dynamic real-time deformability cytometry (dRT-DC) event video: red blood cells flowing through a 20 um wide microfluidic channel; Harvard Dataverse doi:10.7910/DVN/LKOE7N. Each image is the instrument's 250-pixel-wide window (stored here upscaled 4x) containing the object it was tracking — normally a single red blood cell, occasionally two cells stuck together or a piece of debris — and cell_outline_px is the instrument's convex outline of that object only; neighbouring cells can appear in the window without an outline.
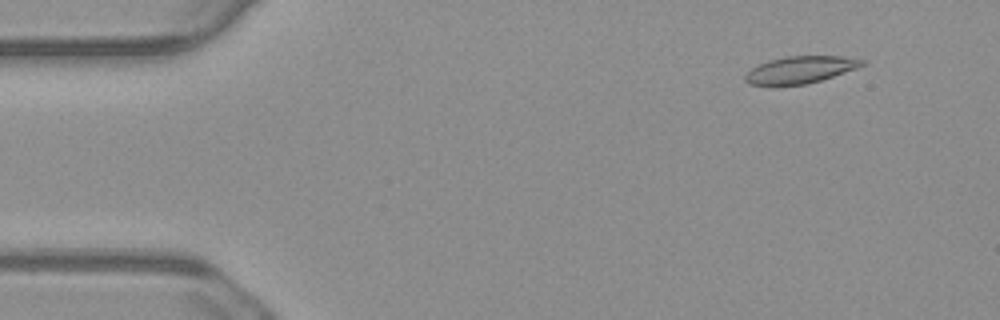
{"species": "common noctule bat (a hibernating species)", "species_latin": "Nyctalus noctula", "temperature_condition": "warm", "stored_images_in_passage": 55, "camera_frame_rate_fps": 3000, "um_per_image_px": 0.085, "animal": {"sex": "male", "body_mass_g": 23.1, "forearm_length_mm": 52.7}, "frame": {"image": 1, "passage_image": 5, "time_ms": 1.333, "image_size_px": [1000, 320], "cell_outline_px": [[868, 60], [864, 64], [856, 68], [808, 84], [776, 88], [748, 84], [744, 80], [744, 76], [752, 68], [768, 60], [784, 56], [844, 56]], "centroid_in_image_um": [67.96, 5.96], "position_along_channel_um": 17.0, "area_um2": 19.02}}
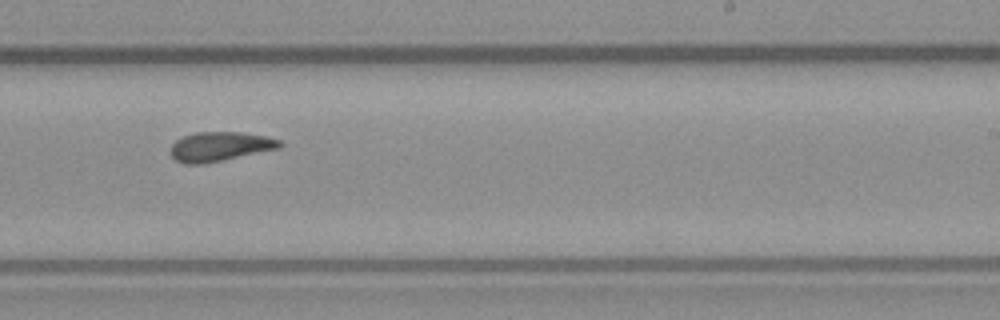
{"frame": {"image": 2, "passage_image": 33, "time_ms": 10.667, "image_size_px": [1000, 320], "cell_outline_px": [[284, 144], [276, 148], [204, 164], [184, 164], [176, 160], [172, 156], [172, 144], [176, 140], [184, 136], [196, 132], [240, 132], [264, 136], [280, 140]], "centroid_in_image_um": [18.65, 12.45], "position_along_channel_um": 270.3, "area_um2": 18.26}}
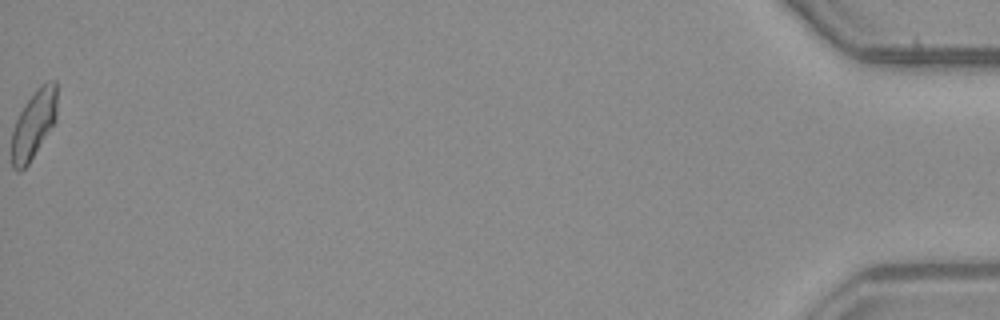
{"frame": {"image": 3, "passage_image": 55, "time_ms": 18.0, "image_size_px": [1000, 320], "cell_outline_px": [[56, 120], [28, 164], [20, 172], [16, 172], [12, 168], [12, 132], [16, 120], [24, 104], [36, 88], [40, 84], [52, 80], [56, 80]], "centroid_in_image_um": [2.85, 10.56], "position_along_channel_um": 432.3, "area_um2": 17.98}, "authors_computed_cell_mechanics": {"area_um2": 18.7272, "velocity_mm_per_s": 3.7388, "shape_relaxation_time_tau1_ms": 10.8677, "shape_relaxation_time_tau2_ms": 4.0179, "deformation_change_tau1": 0.216, "deformation_change_tau2": 0.1031}}